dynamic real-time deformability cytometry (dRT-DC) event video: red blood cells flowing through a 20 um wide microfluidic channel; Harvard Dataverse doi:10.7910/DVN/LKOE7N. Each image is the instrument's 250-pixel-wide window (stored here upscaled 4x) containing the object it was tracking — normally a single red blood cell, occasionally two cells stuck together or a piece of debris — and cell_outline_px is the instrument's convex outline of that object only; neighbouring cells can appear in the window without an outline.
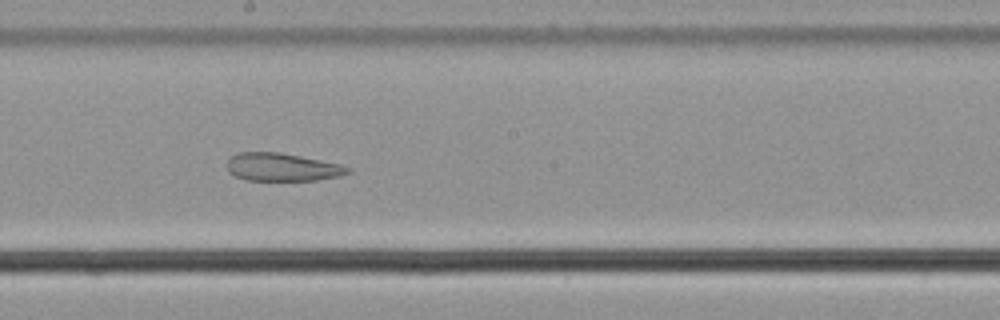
{"species": "common noctule bat (a hibernating species)", "species_latin": "Nyctalus noctula", "temperature_condition": "cold", "stored_images_in_passage": 59, "segment_of_instrument_passage": [1, 2], "camera_frame_rate_fps": 3000, "um_per_image_px": 0.085, "animal": {"sex": "male", "body_mass_g": 21.5, "forearm_length_mm": 52.0}, "frame": {"image": 1, "passage_image": 33, "time_ms": 10.667, "image_size_px": [1000, 320], "cell_outline_px": [[352, 172], [340, 176], [316, 180], [248, 180], [236, 176], [228, 172], [228, 160], [232, 156], [240, 152], [280, 152], [340, 164], [352, 168]], "centroid_in_image_um": [24.02, 14.2], "position_along_channel_um": 224.2, "area_um2": 19.59}}
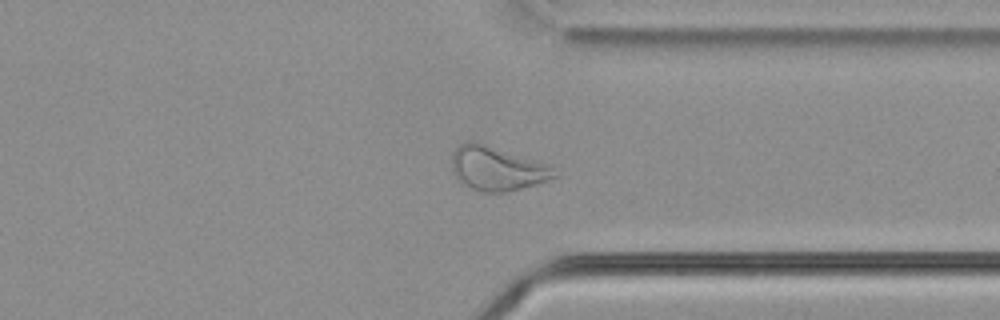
{"frame": {"image": 2, "passage_image": 45, "time_ms": 14.667, "image_size_px": [1000, 320], "cell_outline_px": [[560, 176], [536, 184], [508, 192], [480, 192], [460, 184], [456, 180], [452, 172], [452, 152], [464, 140], [472, 140], [552, 164], [560, 172]], "centroid_in_image_um": [42.28, 14.32], "position_along_channel_um": 369.1, "area_um2": 27.28}}
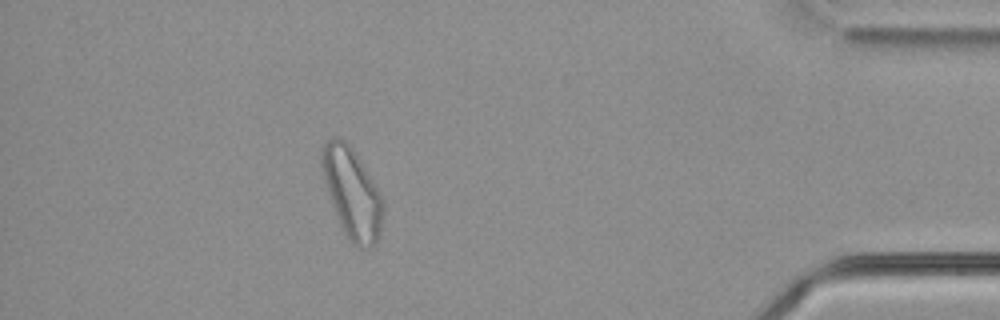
{"frame": {"image": 3, "passage_image": 52, "time_ms": 17.0, "image_size_px": [1000, 320], "cell_outline_px": [[384, 212], [380, 232], [376, 240], [368, 248], [360, 248], [352, 244], [348, 240], [340, 224], [332, 204], [324, 180], [320, 164], [320, 148], [332, 136], [336, 136], [344, 140], [352, 148], [376, 184], [380, 192], [384, 204]], "centroid_in_image_um": [29.91, 16.39], "position_along_channel_um": 405.3, "area_um2": 32.25}}